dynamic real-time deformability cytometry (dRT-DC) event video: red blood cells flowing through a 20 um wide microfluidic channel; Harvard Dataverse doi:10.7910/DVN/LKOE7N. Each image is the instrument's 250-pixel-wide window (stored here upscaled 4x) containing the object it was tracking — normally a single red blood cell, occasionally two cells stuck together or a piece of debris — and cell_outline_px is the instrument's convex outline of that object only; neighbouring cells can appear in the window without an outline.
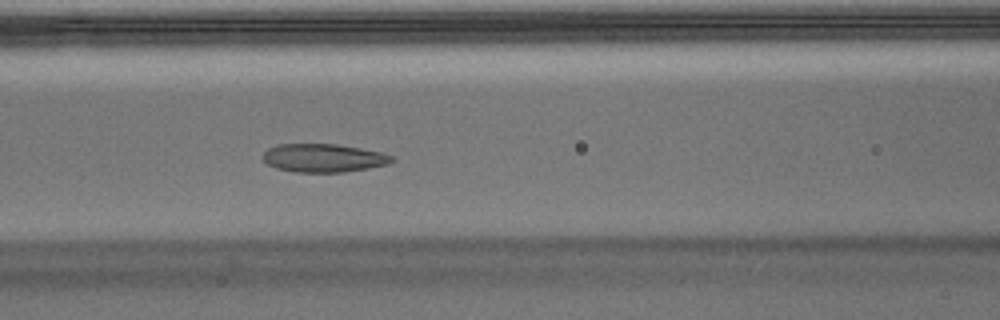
{"species": "Egyptian fruit bat (a non-hibernating species)", "species_latin": "Rousettus aegyptiacus", "temperature_condition": "warm", "stored_images_in_passage": 45, "camera_frame_rate_fps": 3000, "um_per_image_px": 0.085, "animal": {"sex": "male"}, "frame": {"image": 1, "passage_image": 19, "time_ms": 6.0, "image_size_px": [1000, 320], "cell_outline_px": [[396, 160], [388, 164], [368, 168], [344, 172], [292, 172], [276, 168], [268, 164], [260, 156], [268, 148], [276, 144], [336, 144], [360, 148], [380, 152], [392, 156]], "centroid_in_image_um": [27.47, 13.43], "position_along_channel_um": 139.1, "area_um2": 21.39}}
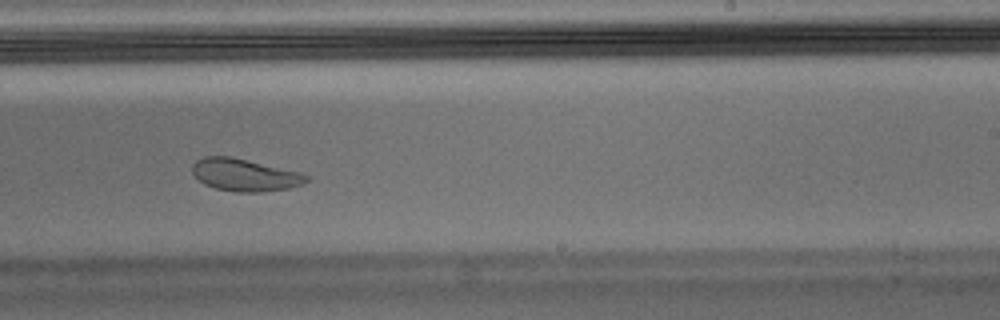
{"frame": {"image": 2, "passage_image": 28, "time_ms": 9.0, "image_size_px": [1000, 320], "cell_outline_px": [[308, 180], [304, 184], [288, 188], [260, 192], [236, 192], [216, 188], [204, 184], [192, 172], [192, 164], [196, 160], [204, 156], [228, 156], [300, 172], [308, 176]], "centroid_in_image_um": [20.79, 14.87], "position_along_channel_um": 268.2, "area_um2": 21.27}}
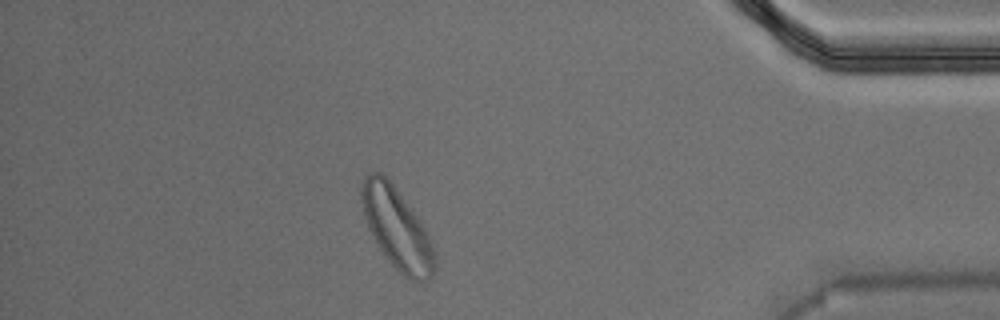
{"frame": {"image": 3, "passage_image": 40, "time_ms": 13.0, "image_size_px": [1000, 320], "cell_outline_px": [[436, 260], [432, 276], [428, 280], [420, 284], [416, 284], [408, 280], [384, 256], [368, 228], [364, 216], [360, 192], [364, 176], [368, 172], [380, 172], [392, 184], [416, 216], [428, 236]], "centroid_in_image_um": [33.72, 19.47], "position_along_channel_um": 401.5, "area_um2": 34.04}}